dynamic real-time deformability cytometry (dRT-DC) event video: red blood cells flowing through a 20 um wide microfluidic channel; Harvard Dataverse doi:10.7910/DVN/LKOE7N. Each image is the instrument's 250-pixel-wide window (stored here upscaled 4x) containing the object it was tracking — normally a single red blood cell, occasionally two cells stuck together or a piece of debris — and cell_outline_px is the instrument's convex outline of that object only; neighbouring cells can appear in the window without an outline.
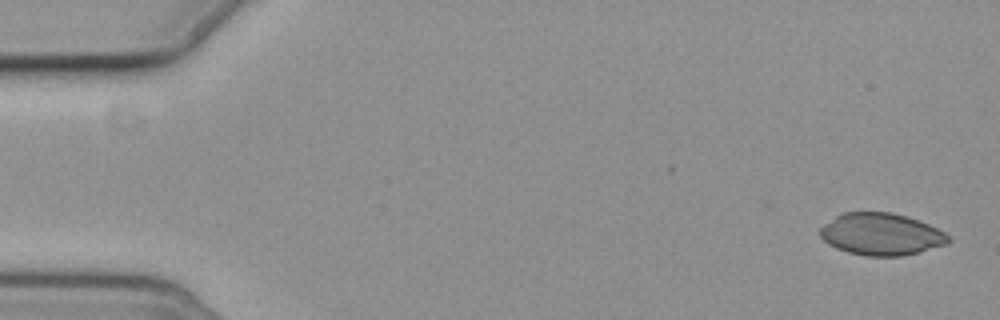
{"species": "common noctule bat (a hibernating species)", "species_latin": "Nyctalus noctula", "temperature_condition": "cold", "stored_images_in_passage": 4, "camera_frame_rate_fps": 3000, "um_per_image_px": 0.085, "animal": {"sex": "female", "body_mass_g": 19.3, "forearm_length_mm": 54.1}, "frame": {"image": 1, "passage_image": 1, "time_ms": 0.0, "image_size_px": [1000, 320], "cell_outline_px": [[952, 240], [948, 244], [900, 256], [864, 256], [848, 252], [836, 248], [828, 244], [820, 236], [820, 228], [824, 224], [836, 216], [844, 212], [888, 212], [904, 216], [928, 224], [944, 232]], "centroid_in_image_um": [74.88, 19.91], "position_along_channel_um": 10.1, "area_um2": 31.15}}